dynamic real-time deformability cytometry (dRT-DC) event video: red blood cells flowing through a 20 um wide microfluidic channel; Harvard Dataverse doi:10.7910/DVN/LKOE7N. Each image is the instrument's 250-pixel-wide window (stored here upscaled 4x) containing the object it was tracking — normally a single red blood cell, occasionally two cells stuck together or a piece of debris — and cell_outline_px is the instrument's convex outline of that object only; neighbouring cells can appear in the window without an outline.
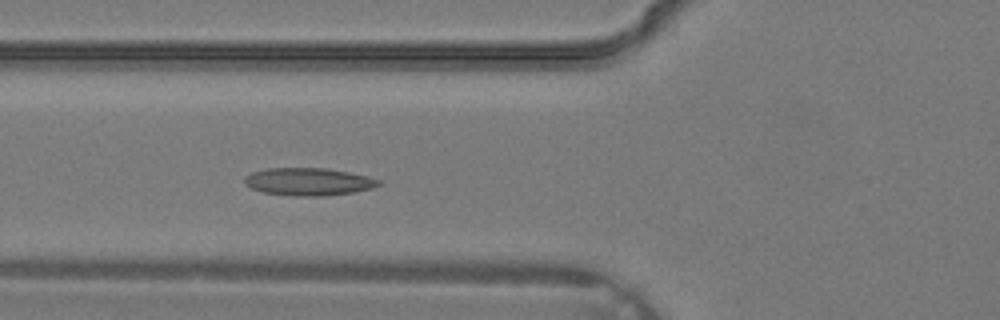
{"species": "common noctule bat (a hibernating species)", "species_latin": "Nyctalus noctula", "temperature_condition": "warm", "stored_images_in_passage": 27, "camera_frame_rate_fps": 3000, "um_per_image_px": 0.085, "animal": {"sex": "male", "body_mass_g": 19.2, "forearm_length_mm": 51.8}, "frame": {"image": 1, "passage_image": 5, "time_ms": 1.333, "image_size_px": [1000, 320], "cell_outline_px": [[380, 184], [372, 188], [352, 192], [324, 196], [296, 196], [264, 192], [252, 188], [244, 184], [244, 176], [252, 172], [264, 168], [328, 168], [368, 176], [380, 180]], "centroid_in_image_um": [26.2, 15.43], "position_along_channel_um": 99.6, "area_um2": 21.56}}
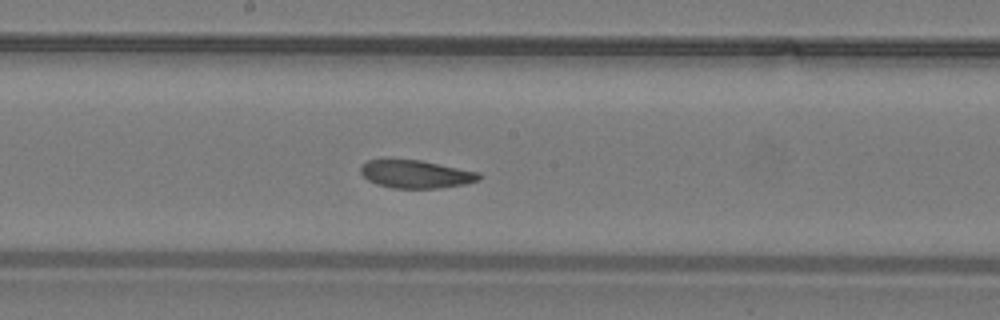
{"frame": {"image": 2, "passage_image": 11, "time_ms": 3.333, "image_size_px": [1000, 320], "cell_outline_px": [[484, 176], [480, 180], [464, 184], [440, 188], [392, 188], [376, 184], [368, 180], [360, 172], [360, 168], [368, 160], [420, 160], [480, 172]], "centroid_in_image_um": [35.4, 14.81], "position_along_channel_um": 212.8, "area_um2": 19.25}}
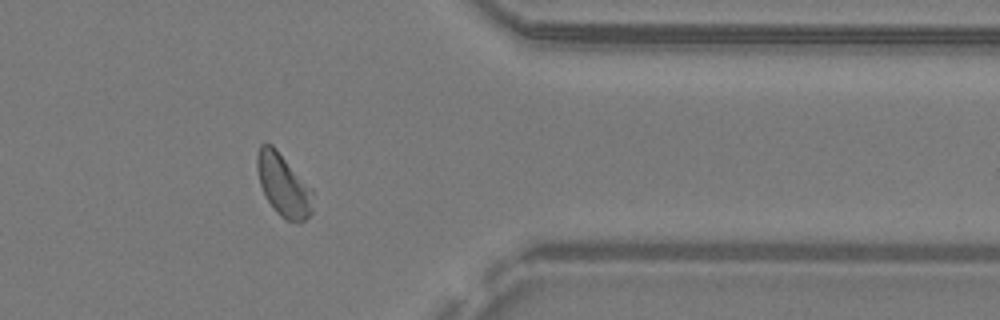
{"frame": {"image": 3, "passage_image": 21, "time_ms": 6.667, "image_size_px": [1000, 320], "cell_outline_px": [[312, 212], [300, 224], [284, 220], [276, 212], [268, 200], [260, 184], [256, 168], [256, 156], [260, 144], [272, 144], [276, 148], [312, 188]], "centroid_in_image_um": [24.08, 15.74], "position_along_channel_um": 387.3, "area_um2": 20.4}}